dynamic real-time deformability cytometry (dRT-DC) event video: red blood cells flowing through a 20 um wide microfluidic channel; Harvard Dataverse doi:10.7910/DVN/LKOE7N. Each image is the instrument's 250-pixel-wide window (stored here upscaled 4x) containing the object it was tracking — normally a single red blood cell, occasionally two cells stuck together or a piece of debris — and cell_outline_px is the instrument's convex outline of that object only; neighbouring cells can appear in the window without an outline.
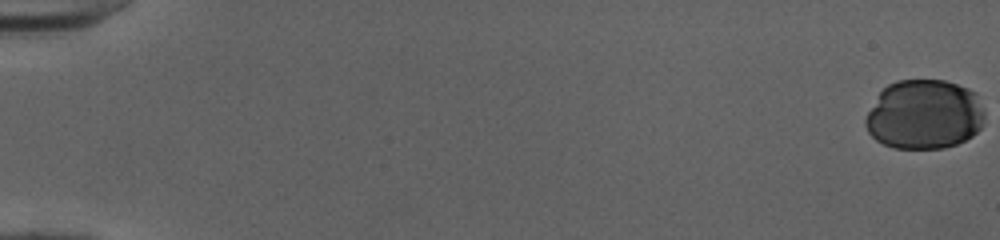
{"species": "human", "species_latin": "Homo sapiens", "temperature_condition": "cold", "stored_images_in_passage": 53, "camera_frame_rate_fps": 3000, "um_per_image_px": 0.085, "donor": {"sex": "female"}, "frame": {"image": 1, "passage_image": 1, "time_ms": 0.0, "image_size_px": [1000, 240], "cell_outline_px": [[984, 116], [980, 128], [972, 136], [956, 144], [944, 148], [892, 148], [876, 140], [868, 132], [864, 124], [864, 120], [868, 112], [880, 92], [888, 84], [896, 80], [944, 80], [968, 88], [976, 92], [984, 112]], "centroid_in_image_um": [78.56, 9.73], "position_along_channel_um": 6.4, "area_um2": 48.38}}
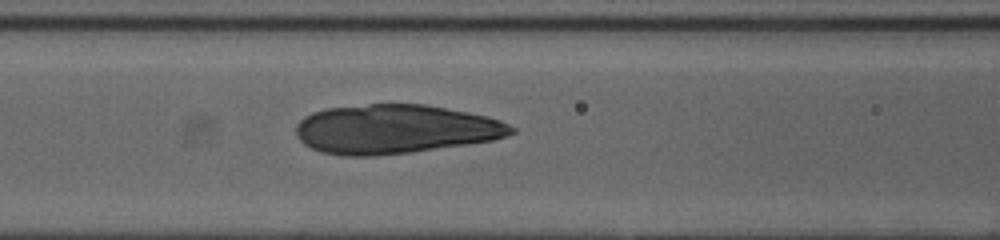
{"frame": {"image": 2, "passage_image": 25, "time_ms": 8.0, "image_size_px": [1000, 240], "cell_outline_px": [[516, 132], [508, 136], [492, 140], [412, 152], [372, 156], [344, 156], [320, 152], [304, 144], [296, 136], [296, 124], [304, 116], [312, 112], [328, 108], [368, 104], [424, 104], [468, 112], [488, 116], [500, 120], [516, 128]], "centroid_in_image_um": [33.57, 10.98], "position_along_channel_um": 133.0, "area_um2": 61.73}}
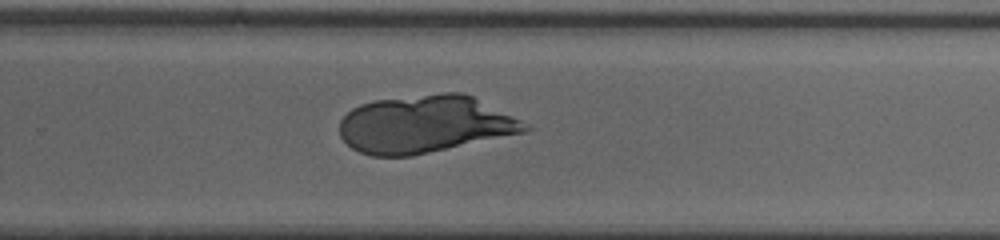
{"frame": {"image": 3, "passage_image": 37, "time_ms": 12.0, "image_size_px": [1000, 240], "cell_outline_px": [[532, 128], [524, 132], [412, 156], [372, 156], [360, 152], [352, 148], [340, 136], [340, 120], [352, 108], [360, 104], [376, 100], [440, 92], [464, 92], [528, 124]], "centroid_in_image_um": [36.09, 10.56], "position_along_channel_um": 293.7, "area_um2": 61.73}}